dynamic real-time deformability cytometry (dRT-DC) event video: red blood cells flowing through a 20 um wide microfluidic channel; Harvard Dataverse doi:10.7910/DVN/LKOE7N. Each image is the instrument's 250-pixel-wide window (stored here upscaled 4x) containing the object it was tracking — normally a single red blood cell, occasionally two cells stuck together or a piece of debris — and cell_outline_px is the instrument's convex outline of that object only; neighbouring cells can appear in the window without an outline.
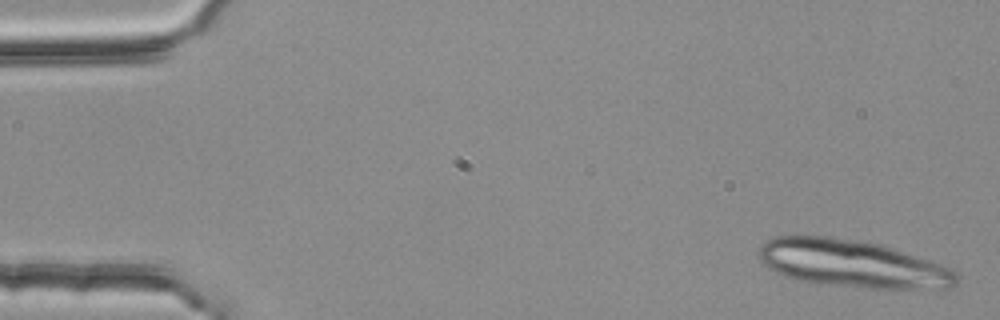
{"species": "common noctule bat (a hibernating species)", "species_latin": "Nyctalus noctula", "temperature_condition": "room temperature", "stored_images_in_passage": 4, "camera_frame_rate_fps": 3000, "um_per_image_px": 0.085, "animal": {"sex": "female", "body_mass_g": 25.1}, "frame": {"image": 1, "passage_image": 1, "time_ms": 0.0, "image_size_px": [1000, 320], "cell_outline_px": [[960, 276], [956, 284], [952, 288], [868, 288], [800, 280], [784, 276], [768, 268], [760, 260], [756, 252], [768, 240], [776, 236], [828, 236], [868, 240], [944, 264], [952, 268]], "centroid_in_image_um": [72.5, 22.39], "position_along_channel_um": 12.5, "area_um2": 54.91}}